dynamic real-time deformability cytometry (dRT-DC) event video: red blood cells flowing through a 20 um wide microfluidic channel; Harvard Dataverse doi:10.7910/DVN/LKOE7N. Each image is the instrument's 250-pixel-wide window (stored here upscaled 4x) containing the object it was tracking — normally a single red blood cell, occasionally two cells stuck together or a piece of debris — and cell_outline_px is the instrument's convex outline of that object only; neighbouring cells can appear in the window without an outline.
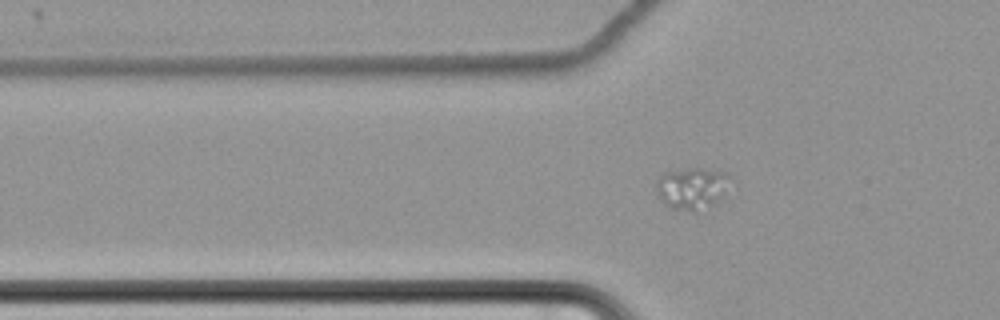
{"species": "common noctule bat (a hibernating species)", "species_latin": "Nyctalus noctula", "temperature_condition": "cold", "stored_images_in_passage": 54, "segment_of_instrument_passage": [1, 2], "camera_frame_rate_fps": 3000, "um_per_image_px": 0.085, "animal": {"sex": "female", "body_mass_g": 22.7, "forearm_length_mm": 54.2}, "frame": {"image": 1, "passage_image": 12, "time_ms": 3.667, "image_size_px": [1000, 320], "cell_outline_px": [[728, 176], [724, 196], [712, 204], [696, 212], [692, 212], [668, 208], [660, 200], [656, 192], [656, 180], [664, 172], [688, 168], [700, 168], [724, 172]], "centroid_in_image_um": [58.74, 16.02], "position_along_channel_um": 67.1, "area_um2": 18.03}}
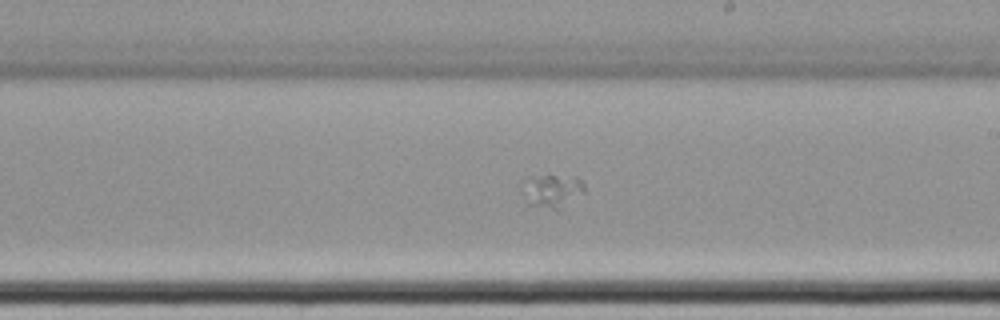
{"frame": {"image": 2, "passage_image": 28, "time_ms": 9.0, "image_size_px": [1000, 320], "cell_outline_px": [[584, 192], [556, 212], [528, 204], [520, 192], [520, 184], [544, 176], [576, 176], [584, 184]], "centroid_in_image_um": [46.91, 16.28], "position_along_channel_um": 242.1, "area_um2": 12.08}}
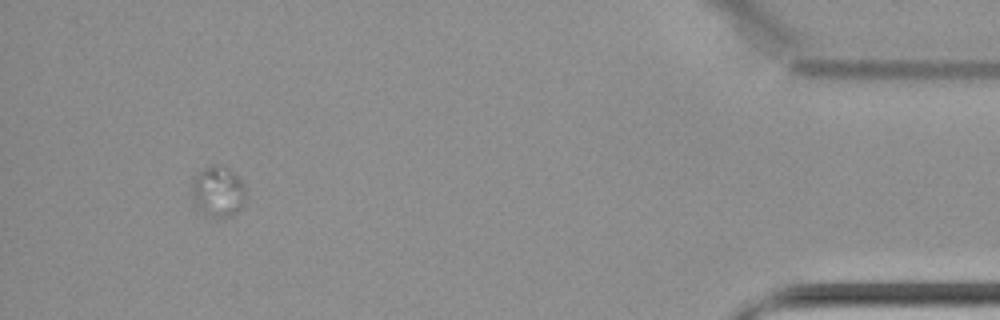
{"frame": {"image": 3, "passage_image": 49, "time_ms": 16.0, "image_size_px": [1000, 320], "cell_outline_px": [[248, 196], [244, 204], [232, 216], [224, 220], [208, 220], [196, 212], [192, 200], [192, 176], [196, 172], [212, 164], [216, 164], [228, 168], [244, 184]], "centroid_in_image_um": [18.48, 16.39], "position_along_channel_um": 416.7, "area_um2": 17.28}}